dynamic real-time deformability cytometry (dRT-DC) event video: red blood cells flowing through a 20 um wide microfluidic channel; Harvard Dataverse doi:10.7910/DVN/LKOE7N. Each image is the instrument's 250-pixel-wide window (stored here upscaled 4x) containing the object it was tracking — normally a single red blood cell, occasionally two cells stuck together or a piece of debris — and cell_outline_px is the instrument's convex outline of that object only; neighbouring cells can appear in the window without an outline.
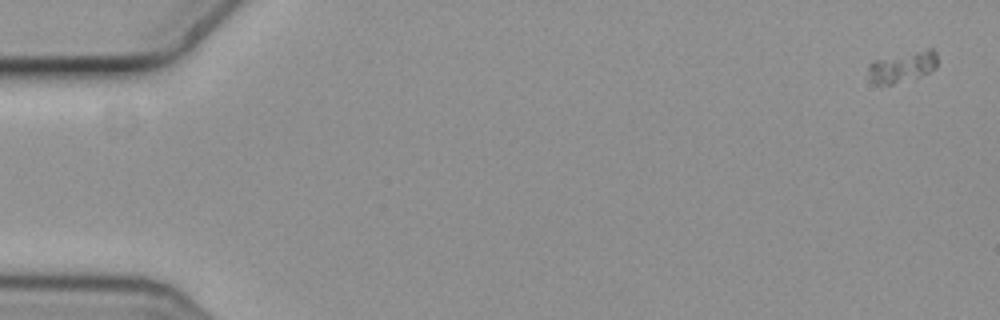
{"species": "common noctule bat (a hibernating species)", "species_latin": "Nyctalus noctula", "temperature_condition": "cold", "stored_images_in_passage": 5, "camera_frame_rate_fps": 3000, "um_per_image_px": 0.085, "animal": {"sex": "female", "body_mass_g": 19.3, "forearm_length_mm": 54.1}, "frame": {"image": 1, "passage_image": 1, "time_ms": 0.0, "image_size_px": [1000, 320], "cell_outline_px": [[936, 68], [928, 72], [892, 84], [876, 84], [868, 76], [868, 64], [872, 60], [928, 48], [932, 48], [936, 52]], "centroid_in_image_um": [76.67, 5.65], "position_along_channel_um": 8.3, "area_um2": 12.2}}